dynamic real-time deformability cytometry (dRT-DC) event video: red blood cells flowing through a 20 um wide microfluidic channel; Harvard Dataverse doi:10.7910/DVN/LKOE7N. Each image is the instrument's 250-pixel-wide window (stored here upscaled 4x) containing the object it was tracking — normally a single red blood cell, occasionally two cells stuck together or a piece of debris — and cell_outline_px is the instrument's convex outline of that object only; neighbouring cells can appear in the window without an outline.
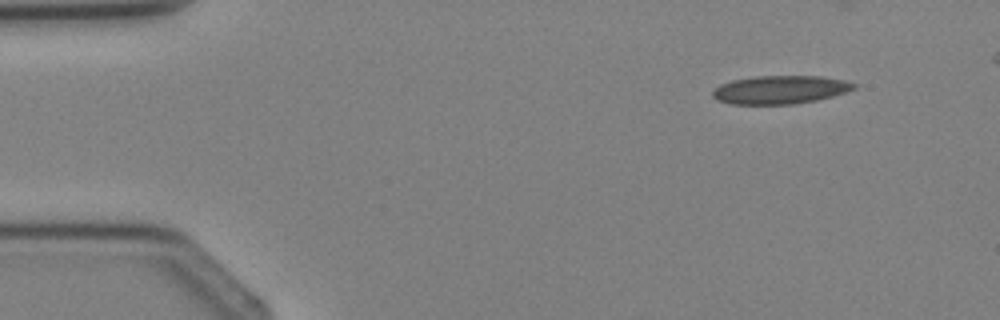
{"species": "Egyptian fruit bat (a non-hibernating species)", "species_latin": "Rousettus aegyptiacus", "temperature_condition": "cold", "stored_images_in_passage": 3, "camera_frame_rate_fps": 3000, "um_per_image_px": 0.085, "animal": {"sex": "female"}, "frame": {"image": 1, "passage_image": 3, "time_ms": 3.333, "image_size_px": [1000, 320], "cell_outline_px": [[856, 88], [832, 96], [816, 100], [792, 104], [728, 104], [716, 100], [712, 96], [712, 88], [720, 84], [732, 80], [756, 76], [820, 76], [844, 80], [856, 84]], "centroid_in_image_um": [66.25, 7.62], "position_along_channel_um": 18.8, "area_um2": 23.35}}